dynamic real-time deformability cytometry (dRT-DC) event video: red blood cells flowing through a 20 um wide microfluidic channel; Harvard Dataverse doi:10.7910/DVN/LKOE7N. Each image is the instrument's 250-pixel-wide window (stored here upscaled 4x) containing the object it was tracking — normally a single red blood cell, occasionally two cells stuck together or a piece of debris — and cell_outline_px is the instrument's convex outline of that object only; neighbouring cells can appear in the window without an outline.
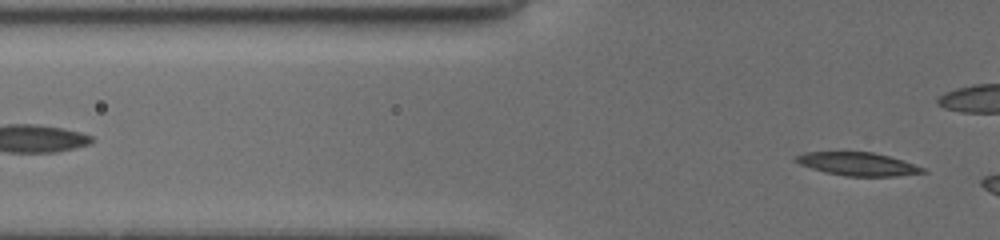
{"species": "common noctule bat (a hibernating species)", "species_latin": "Nyctalus noctula", "temperature_condition": "cold", "stored_images_in_passage": 6, "segment_of_instrument_passage": [2, 2], "camera_frame_rate_fps": 3000, "um_per_image_px": 0.085, "animal": {"sex": "female", "body_mass_g": 19.5, "forearm_length_mm": 54.1}, "frame": {"image": 1, "passage_image": 6, "time_ms": 6.333, "image_size_px": [1000, 240], "cell_outline_px": [[928, 172], [896, 176], [844, 176], [824, 172], [800, 164], [796, 160], [796, 156], [804, 152], [872, 152], [888, 156], [924, 168]], "centroid_in_image_um": [72.9, 13.95], "position_along_channel_um": 52.9, "area_um2": 16.88}}